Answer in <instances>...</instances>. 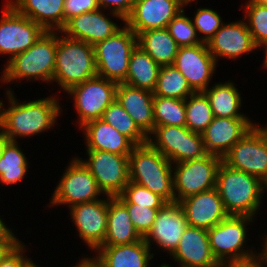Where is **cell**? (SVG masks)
Masks as SVG:
<instances>
[{
  "label": "cell",
  "instance_id": "cell-42",
  "mask_svg": "<svg viewBox=\"0 0 267 267\" xmlns=\"http://www.w3.org/2000/svg\"><path fill=\"white\" fill-rule=\"evenodd\" d=\"M99 9L97 0H64L63 27L72 17Z\"/></svg>",
  "mask_w": 267,
  "mask_h": 267
},
{
  "label": "cell",
  "instance_id": "cell-48",
  "mask_svg": "<svg viewBox=\"0 0 267 267\" xmlns=\"http://www.w3.org/2000/svg\"><path fill=\"white\" fill-rule=\"evenodd\" d=\"M75 266L72 267H95V260L91 257H82L81 260H79V263H75Z\"/></svg>",
  "mask_w": 267,
  "mask_h": 267
},
{
  "label": "cell",
  "instance_id": "cell-36",
  "mask_svg": "<svg viewBox=\"0 0 267 267\" xmlns=\"http://www.w3.org/2000/svg\"><path fill=\"white\" fill-rule=\"evenodd\" d=\"M155 126H185L186 108L184 99L153 96Z\"/></svg>",
  "mask_w": 267,
  "mask_h": 267
},
{
  "label": "cell",
  "instance_id": "cell-20",
  "mask_svg": "<svg viewBox=\"0 0 267 267\" xmlns=\"http://www.w3.org/2000/svg\"><path fill=\"white\" fill-rule=\"evenodd\" d=\"M255 125L250 118L214 117L201 133L206 152L223 157Z\"/></svg>",
  "mask_w": 267,
  "mask_h": 267
},
{
  "label": "cell",
  "instance_id": "cell-50",
  "mask_svg": "<svg viewBox=\"0 0 267 267\" xmlns=\"http://www.w3.org/2000/svg\"><path fill=\"white\" fill-rule=\"evenodd\" d=\"M15 244H0V260Z\"/></svg>",
  "mask_w": 267,
  "mask_h": 267
},
{
  "label": "cell",
  "instance_id": "cell-54",
  "mask_svg": "<svg viewBox=\"0 0 267 267\" xmlns=\"http://www.w3.org/2000/svg\"><path fill=\"white\" fill-rule=\"evenodd\" d=\"M267 6V0H252Z\"/></svg>",
  "mask_w": 267,
  "mask_h": 267
},
{
  "label": "cell",
  "instance_id": "cell-12",
  "mask_svg": "<svg viewBox=\"0 0 267 267\" xmlns=\"http://www.w3.org/2000/svg\"><path fill=\"white\" fill-rule=\"evenodd\" d=\"M85 160L77 157L91 172L104 195L119 196L130 181L129 155L86 149Z\"/></svg>",
  "mask_w": 267,
  "mask_h": 267
},
{
  "label": "cell",
  "instance_id": "cell-51",
  "mask_svg": "<svg viewBox=\"0 0 267 267\" xmlns=\"http://www.w3.org/2000/svg\"><path fill=\"white\" fill-rule=\"evenodd\" d=\"M261 48H264L263 50H264V55H265V59H264V61H263V64H262V66H264L265 67V69L267 70V41L266 42H264L260 47H259V49H261Z\"/></svg>",
  "mask_w": 267,
  "mask_h": 267
},
{
  "label": "cell",
  "instance_id": "cell-4",
  "mask_svg": "<svg viewBox=\"0 0 267 267\" xmlns=\"http://www.w3.org/2000/svg\"><path fill=\"white\" fill-rule=\"evenodd\" d=\"M130 181L147 188L166 203L174 202L173 164L148 142L129 155Z\"/></svg>",
  "mask_w": 267,
  "mask_h": 267
},
{
  "label": "cell",
  "instance_id": "cell-6",
  "mask_svg": "<svg viewBox=\"0 0 267 267\" xmlns=\"http://www.w3.org/2000/svg\"><path fill=\"white\" fill-rule=\"evenodd\" d=\"M255 220L250 216L229 215L208 229L211 252L221 266L249 260L257 256L255 250L253 251L252 248L247 250L245 247L248 241V229L246 227Z\"/></svg>",
  "mask_w": 267,
  "mask_h": 267
},
{
  "label": "cell",
  "instance_id": "cell-46",
  "mask_svg": "<svg viewBox=\"0 0 267 267\" xmlns=\"http://www.w3.org/2000/svg\"><path fill=\"white\" fill-rule=\"evenodd\" d=\"M222 267H267L257 256L240 262L230 263Z\"/></svg>",
  "mask_w": 267,
  "mask_h": 267
},
{
  "label": "cell",
  "instance_id": "cell-55",
  "mask_svg": "<svg viewBox=\"0 0 267 267\" xmlns=\"http://www.w3.org/2000/svg\"><path fill=\"white\" fill-rule=\"evenodd\" d=\"M95 267H101V266L95 261Z\"/></svg>",
  "mask_w": 267,
  "mask_h": 267
},
{
  "label": "cell",
  "instance_id": "cell-11",
  "mask_svg": "<svg viewBox=\"0 0 267 267\" xmlns=\"http://www.w3.org/2000/svg\"><path fill=\"white\" fill-rule=\"evenodd\" d=\"M55 191L52 193L50 208L59 205L71 206L100 199L104 195L91 172L77 157L64 170Z\"/></svg>",
  "mask_w": 267,
  "mask_h": 267
},
{
  "label": "cell",
  "instance_id": "cell-44",
  "mask_svg": "<svg viewBox=\"0 0 267 267\" xmlns=\"http://www.w3.org/2000/svg\"><path fill=\"white\" fill-rule=\"evenodd\" d=\"M22 241L17 242L0 260V267H21L28 258L25 255L27 248Z\"/></svg>",
  "mask_w": 267,
  "mask_h": 267
},
{
  "label": "cell",
  "instance_id": "cell-5",
  "mask_svg": "<svg viewBox=\"0 0 267 267\" xmlns=\"http://www.w3.org/2000/svg\"><path fill=\"white\" fill-rule=\"evenodd\" d=\"M58 33L52 82L67 92L71 87L97 76L95 50L92 44L68 38L60 31Z\"/></svg>",
  "mask_w": 267,
  "mask_h": 267
},
{
  "label": "cell",
  "instance_id": "cell-38",
  "mask_svg": "<svg viewBox=\"0 0 267 267\" xmlns=\"http://www.w3.org/2000/svg\"><path fill=\"white\" fill-rule=\"evenodd\" d=\"M185 10L181 11L167 25V30L175 42L181 46H194L201 44L192 17L185 16Z\"/></svg>",
  "mask_w": 267,
  "mask_h": 267
},
{
  "label": "cell",
  "instance_id": "cell-15",
  "mask_svg": "<svg viewBox=\"0 0 267 267\" xmlns=\"http://www.w3.org/2000/svg\"><path fill=\"white\" fill-rule=\"evenodd\" d=\"M98 200L79 203L69 208L70 217L80 239L95 252L104 242L107 234L108 196Z\"/></svg>",
  "mask_w": 267,
  "mask_h": 267
},
{
  "label": "cell",
  "instance_id": "cell-29",
  "mask_svg": "<svg viewBox=\"0 0 267 267\" xmlns=\"http://www.w3.org/2000/svg\"><path fill=\"white\" fill-rule=\"evenodd\" d=\"M137 45L160 66L173 65L180 47L167 28L140 32L137 35Z\"/></svg>",
  "mask_w": 267,
  "mask_h": 267
},
{
  "label": "cell",
  "instance_id": "cell-14",
  "mask_svg": "<svg viewBox=\"0 0 267 267\" xmlns=\"http://www.w3.org/2000/svg\"><path fill=\"white\" fill-rule=\"evenodd\" d=\"M0 18V55L14 56L27 51L46 31L41 25L19 13L6 0Z\"/></svg>",
  "mask_w": 267,
  "mask_h": 267
},
{
  "label": "cell",
  "instance_id": "cell-26",
  "mask_svg": "<svg viewBox=\"0 0 267 267\" xmlns=\"http://www.w3.org/2000/svg\"><path fill=\"white\" fill-rule=\"evenodd\" d=\"M79 129L85 136L86 149L130 155L135 144L124 134L117 131L103 119H95L85 123Z\"/></svg>",
  "mask_w": 267,
  "mask_h": 267
},
{
  "label": "cell",
  "instance_id": "cell-19",
  "mask_svg": "<svg viewBox=\"0 0 267 267\" xmlns=\"http://www.w3.org/2000/svg\"><path fill=\"white\" fill-rule=\"evenodd\" d=\"M207 47L217 64L220 58L236 60L259 49L249 32L245 18L235 22H224L207 43Z\"/></svg>",
  "mask_w": 267,
  "mask_h": 267
},
{
  "label": "cell",
  "instance_id": "cell-25",
  "mask_svg": "<svg viewBox=\"0 0 267 267\" xmlns=\"http://www.w3.org/2000/svg\"><path fill=\"white\" fill-rule=\"evenodd\" d=\"M95 254L92 258L101 267H150L155 255L143 238L130 244L100 246Z\"/></svg>",
  "mask_w": 267,
  "mask_h": 267
},
{
  "label": "cell",
  "instance_id": "cell-1",
  "mask_svg": "<svg viewBox=\"0 0 267 267\" xmlns=\"http://www.w3.org/2000/svg\"><path fill=\"white\" fill-rule=\"evenodd\" d=\"M8 87L6 98L9 107L4 109V103L0 100V128L10 141H18V137L39 136L45 130L53 129L57 118L62 114L57 95L19 103L12 88Z\"/></svg>",
  "mask_w": 267,
  "mask_h": 267
},
{
  "label": "cell",
  "instance_id": "cell-16",
  "mask_svg": "<svg viewBox=\"0 0 267 267\" xmlns=\"http://www.w3.org/2000/svg\"><path fill=\"white\" fill-rule=\"evenodd\" d=\"M173 65L186 78L194 92H204L218 67L206 43L181 46Z\"/></svg>",
  "mask_w": 267,
  "mask_h": 267
},
{
  "label": "cell",
  "instance_id": "cell-30",
  "mask_svg": "<svg viewBox=\"0 0 267 267\" xmlns=\"http://www.w3.org/2000/svg\"><path fill=\"white\" fill-rule=\"evenodd\" d=\"M204 93L209 99L214 117L249 118L239 109L242 107V94L231 80L213 84ZM240 112V113H239Z\"/></svg>",
  "mask_w": 267,
  "mask_h": 267
},
{
  "label": "cell",
  "instance_id": "cell-21",
  "mask_svg": "<svg viewBox=\"0 0 267 267\" xmlns=\"http://www.w3.org/2000/svg\"><path fill=\"white\" fill-rule=\"evenodd\" d=\"M179 203L189 226L208 230L229 216L216 187L187 196Z\"/></svg>",
  "mask_w": 267,
  "mask_h": 267
},
{
  "label": "cell",
  "instance_id": "cell-24",
  "mask_svg": "<svg viewBox=\"0 0 267 267\" xmlns=\"http://www.w3.org/2000/svg\"><path fill=\"white\" fill-rule=\"evenodd\" d=\"M153 96V92L146 89L117 84L116 100L147 136L155 127Z\"/></svg>",
  "mask_w": 267,
  "mask_h": 267
},
{
  "label": "cell",
  "instance_id": "cell-22",
  "mask_svg": "<svg viewBox=\"0 0 267 267\" xmlns=\"http://www.w3.org/2000/svg\"><path fill=\"white\" fill-rule=\"evenodd\" d=\"M170 258L179 267H222L211 252L208 230L189 225Z\"/></svg>",
  "mask_w": 267,
  "mask_h": 267
},
{
  "label": "cell",
  "instance_id": "cell-27",
  "mask_svg": "<svg viewBox=\"0 0 267 267\" xmlns=\"http://www.w3.org/2000/svg\"><path fill=\"white\" fill-rule=\"evenodd\" d=\"M7 2L46 31H60L63 28L64 0H7Z\"/></svg>",
  "mask_w": 267,
  "mask_h": 267
},
{
  "label": "cell",
  "instance_id": "cell-2",
  "mask_svg": "<svg viewBox=\"0 0 267 267\" xmlns=\"http://www.w3.org/2000/svg\"><path fill=\"white\" fill-rule=\"evenodd\" d=\"M216 189L229 215L255 218L267 185L259 178L222 162L217 172Z\"/></svg>",
  "mask_w": 267,
  "mask_h": 267
},
{
  "label": "cell",
  "instance_id": "cell-45",
  "mask_svg": "<svg viewBox=\"0 0 267 267\" xmlns=\"http://www.w3.org/2000/svg\"><path fill=\"white\" fill-rule=\"evenodd\" d=\"M19 241L11 227L5 225V222L0 218V244H16Z\"/></svg>",
  "mask_w": 267,
  "mask_h": 267
},
{
  "label": "cell",
  "instance_id": "cell-47",
  "mask_svg": "<svg viewBox=\"0 0 267 267\" xmlns=\"http://www.w3.org/2000/svg\"><path fill=\"white\" fill-rule=\"evenodd\" d=\"M265 237H263V243H262V250L260 252L257 253V257L264 263L267 265V235H264Z\"/></svg>",
  "mask_w": 267,
  "mask_h": 267
},
{
  "label": "cell",
  "instance_id": "cell-33",
  "mask_svg": "<svg viewBox=\"0 0 267 267\" xmlns=\"http://www.w3.org/2000/svg\"><path fill=\"white\" fill-rule=\"evenodd\" d=\"M193 93L186 78L174 65L160 67L154 95L185 100Z\"/></svg>",
  "mask_w": 267,
  "mask_h": 267
},
{
  "label": "cell",
  "instance_id": "cell-39",
  "mask_svg": "<svg viewBox=\"0 0 267 267\" xmlns=\"http://www.w3.org/2000/svg\"><path fill=\"white\" fill-rule=\"evenodd\" d=\"M117 198L122 203L137 204L138 206H146L150 209H160L166 204L157 194L131 181H129Z\"/></svg>",
  "mask_w": 267,
  "mask_h": 267
},
{
  "label": "cell",
  "instance_id": "cell-17",
  "mask_svg": "<svg viewBox=\"0 0 267 267\" xmlns=\"http://www.w3.org/2000/svg\"><path fill=\"white\" fill-rule=\"evenodd\" d=\"M187 226L182 205L179 202L166 203L159 209L151 230L143 239L150 249H153L152 245L155 244L171 255Z\"/></svg>",
  "mask_w": 267,
  "mask_h": 267
},
{
  "label": "cell",
  "instance_id": "cell-49",
  "mask_svg": "<svg viewBox=\"0 0 267 267\" xmlns=\"http://www.w3.org/2000/svg\"><path fill=\"white\" fill-rule=\"evenodd\" d=\"M9 141L8 136L5 134V132L0 128V158L3 153V149L7 142Z\"/></svg>",
  "mask_w": 267,
  "mask_h": 267
},
{
  "label": "cell",
  "instance_id": "cell-32",
  "mask_svg": "<svg viewBox=\"0 0 267 267\" xmlns=\"http://www.w3.org/2000/svg\"><path fill=\"white\" fill-rule=\"evenodd\" d=\"M28 160L18 141H8L0 158V184H19L27 175Z\"/></svg>",
  "mask_w": 267,
  "mask_h": 267
},
{
  "label": "cell",
  "instance_id": "cell-37",
  "mask_svg": "<svg viewBox=\"0 0 267 267\" xmlns=\"http://www.w3.org/2000/svg\"><path fill=\"white\" fill-rule=\"evenodd\" d=\"M245 3L242 7L245 11V21L255 45L259 48L267 41V6L252 0Z\"/></svg>",
  "mask_w": 267,
  "mask_h": 267
},
{
  "label": "cell",
  "instance_id": "cell-53",
  "mask_svg": "<svg viewBox=\"0 0 267 267\" xmlns=\"http://www.w3.org/2000/svg\"><path fill=\"white\" fill-rule=\"evenodd\" d=\"M184 1H185V5L184 6H188V4H191L192 2L195 3V1H196V3H198L197 0H184Z\"/></svg>",
  "mask_w": 267,
  "mask_h": 267
},
{
  "label": "cell",
  "instance_id": "cell-34",
  "mask_svg": "<svg viewBox=\"0 0 267 267\" xmlns=\"http://www.w3.org/2000/svg\"><path fill=\"white\" fill-rule=\"evenodd\" d=\"M101 119L128 137L135 145H142L148 141V136L116 99L105 109Z\"/></svg>",
  "mask_w": 267,
  "mask_h": 267
},
{
  "label": "cell",
  "instance_id": "cell-23",
  "mask_svg": "<svg viewBox=\"0 0 267 267\" xmlns=\"http://www.w3.org/2000/svg\"><path fill=\"white\" fill-rule=\"evenodd\" d=\"M104 10L86 12L77 15L68 20L65 26L60 30L66 37L81 40L92 44L93 46L100 41L114 35L123 26L118 24L107 15Z\"/></svg>",
  "mask_w": 267,
  "mask_h": 267
},
{
  "label": "cell",
  "instance_id": "cell-9",
  "mask_svg": "<svg viewBox=\"0 0 267 267\" xmlns=\"http://www.w3.org/2000/svg\"><path fill=\"white\" fill-rule=\"evenodd\" d=\"M228 167L259 178L267 185V130L258 123L222 157Z\"/></svg>",
  "mask_w": 267,
  "mask_h": 267
},
{
  "label": "cell",
  "instance_id": "cell-40",
  "mask_svg": "<svg viewBox=\"0 0 267 267\" xmlns=\"http://www.w3.org/2000/svg\"><path fill=\"white\" fill-rule=\"evenodd\" d=\"M222 20L223 19L219 13L211 8L200 7L196 10L192 21L202 43L207 44L210 41V39L223 25Z\"/></svg>",
  "mask_w": 267,
  "mask_h": 267
},
{
  "label": "cell",
  "instance_id": "cell-52",
  "mask_svg": "<svg viewBox=\"0 0 267 267\" xmlns=\"http://www.w3.org/2000/svg\"><path fill=\"white\" fill-rule=\"evenodd\" d=\"M32 258H27L21 267H39V265L37 266L35 263H33L34 261L31 260Z\"/></svg>",
  "mask_w": 267,
  "mask_h": 267
},
{
  "label": "cell",
  "instance_id": "cell-18",
  "mask_svg": "<svg viewBox=\"0 0 267 267\" xmlns=\"http://www.w3.org/2000/svg\"><path fill=\"white\" fill-rule=\"evenodd\" d=\"M184 0H135L125 24L136 34L167 28V25L185 8Z\"/></svg>",
  "mask_w": 267,
  "mask_h": 267
},
{
  "label": "cell",
  "instance_id": "cell-28",
  "mask_svg": "<svg viewBox=\"0 0 267 267\" xmlns=\"http://www.w3.org/2000/svg\"><path fill=\"white\" fill-rule=\"evenodd\" d=\"M141 239L126 206L117 197L108 196L107 234L101 246L130 244Z\"/></svg>",
  "mask_w": 267,
  "mask_h": 267
},
{
  "label": "cell",
  "instance_id": "cell-3",
  "mask_svg": "<svg viewBox=\"0 0 267 267\" xmlns=\"http://www.w3.org/2000/svg\"><path fill=\"white\" fill-rule=\"evenodd\" d=\"M57 32L45 31L27 51L11 60L7 59L0 78L1 85L24 79L52 83L56 64Z\"/></svg>",
  "mask_w": 267,
  "mask_h": 267
},
{
  "label": "cell",
  "instance_id": "cell-43",
  "mask_svg": "<svg viewBox=\"0 0 267 267\" xmlns=\"http://www.w3.org/2000/svg\"><path fill=\"white\" fill-rule=\"evenodd\" d=\"M135 0H97L99 8L102 10H110L112 16L123 21L130 15Z\"/></svg>",
  "mask_w": 267,
  "mask_h": 267
},
{
  "label": "cell",
  "instance_id": "cell-10",
  "mask_svg": "<svg viewBox=\"0 0 267 267\" xmlns=\"http://www.w3.org/2000/svg\"><path fill=\"white\" fill-rule=\"evenodd\" d=\"M222 157L207 154L199 159L173 164L174 202L216 187Z\"/></svg>",
  "mask_w": 267,
  "mask_h": 267
},
{
  "label": "cell",
  "instance_id": "cell-8",
  "mask_svg": "<svg viewBox=\"0 0 267 267\" xmlns=\"http://www.w3.org/2000/svg\"><path fill=\"white\" fill-rule=\"evenodd\" d=\"M147 142L172 164L208 154L202 134L190 131L186 126H155Z\"/></svg>",
  "mask_w": 267,
  "mask_h": 267
},
{
  "label": "cell",
  "instance_id": "cell-41",
  "mask_svg": "<svg viewBox=\"0 0 267 267\" xmlns=\"http://www.w3.org/2000/svg\"><path fill=\"white\" fill-rule=\"evenodd\" d=\"M130 216L131 222L139 235L144 238L151 230L159 209H150L137 204L123 203Z\"/></svg>",
  "mask_w": 267,
  "mask_h": 267
},
{
  "label": "cell",
  "instance_id": "cell-31",
  "mask_svg": "<svg viewBox=\"0 0 267 267\" xmlns=\"http://www.w3.org/2000/svg\"><path fill=\"white\" fill-rule=\"evenodd\" d=\"M160 67L140 46L136 45L130 55L125 84L153 92Z\"/></svg>",
  "mask_w": 267,
  "mask_h": 267
},
{
  "label": "cell",
  "instance_id": "cell-13",
  "mask_svg": "<svg viewBox=\"0 0 267 267\" xmlns=\"http://www.w3.org/2000/svg\"><path fill=\"white\" fill-rule=\"evenodd\" d=\"M116 88L117 83L97 75L65 92L73 98L79 128L102 118L105 109L116 99Z\"/></svg>",
  "mask_w": 267,
  "mask_h": 267
},
{
  "label": "cell",
  "instance_id": "cell-35",
  "mask_svg": "<svg viewBox=\"0 0 267 267\" xmlns=\"http://www.w3.org/2000/svg\"><path fill=\"white\" fill-rule=\"evenodd\" d=\"M185 126L193 132L202 133L214 118L208 97L204 92H194L185 99Z\"/></svg>",
  "mask_w": 267,
  "mask_h": 267
},
{
  "label": "cell",
  "instance_id": "cell-7",
  "mask_svg": "<svg viewBox=\"0 0 267 267\" xmlns=\"http://www.w3.org/2000/svg\"><path fill=\"white\" fill-rule=\"evenodd\" d=\"M137 35L126 25L111 37L94 45L97 75L115 83H125Z\"/></svg>",
  "mask_w": 267,
  "mask_h": 267
}]
</instances>
